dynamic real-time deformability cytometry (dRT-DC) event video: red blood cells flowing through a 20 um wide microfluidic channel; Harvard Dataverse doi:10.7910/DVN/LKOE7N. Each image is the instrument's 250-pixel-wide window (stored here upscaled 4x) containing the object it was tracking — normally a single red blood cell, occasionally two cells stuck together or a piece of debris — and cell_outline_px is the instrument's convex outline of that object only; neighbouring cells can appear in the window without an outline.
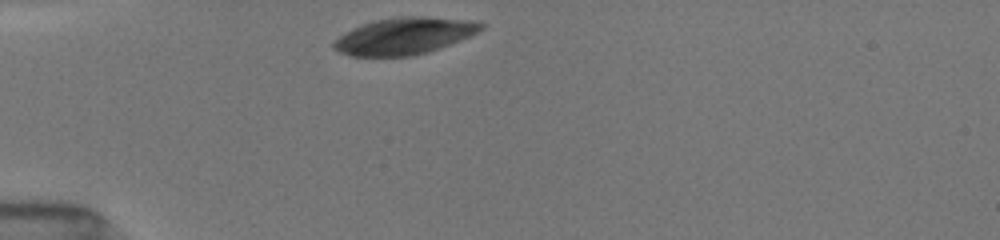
{"species": "common noctule bat (a hibernating species)", "species_latin": "Nyctalus noctula", "temperature_condition": "room temperature", "stored_images_in_passage": 5, "camera_frame_rate_fps": 3000, "um_per_image_px": 0.085, "animal": {"sex": "female", "body_mass_g": 19.5, "forearm_length_mm": 54.1}, "frame": {"image": 1, "passage_image": 1, "time_ms": 0.0, "image_size_px": [1000, 240], "cell_outline_px": [[484, 28], [468, 36], [428, 52], [412, 56], [348, 56], [332, 48], [332, 44], [344, 32], [360, 24], [376, 20], [396, 16], [420, 16], [480, 20], [484, 24]], "centroid_in_image_um": [34.35, 3.04], "position_along_channel_um": 50.7, "area_um2": 31.67}}